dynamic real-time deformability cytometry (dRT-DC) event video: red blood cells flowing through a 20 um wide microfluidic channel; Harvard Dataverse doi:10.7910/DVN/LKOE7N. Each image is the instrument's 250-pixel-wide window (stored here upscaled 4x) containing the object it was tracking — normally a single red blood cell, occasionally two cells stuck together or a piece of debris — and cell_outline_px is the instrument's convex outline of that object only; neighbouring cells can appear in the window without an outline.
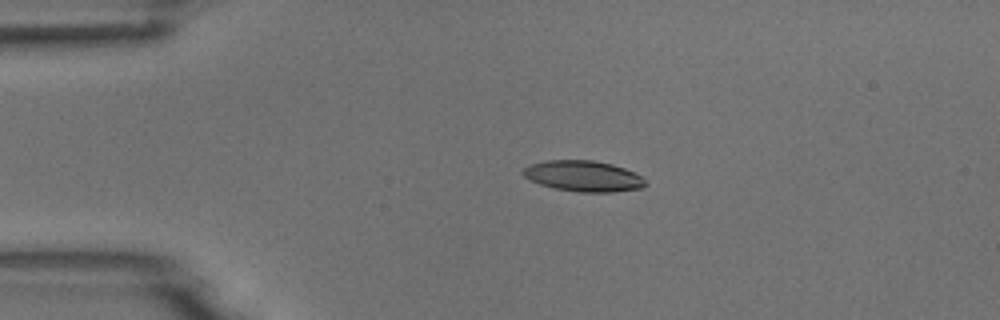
{"species": "common noctule bat (a hibernating species)", "species_latin": "Nyctalus noctula", "temperature_condition": "room temperature", "stored_images_in_passage": 4, "camera_frame_rate_fps": 3000, "um_per_image_px": 0.085, "animal": {"sex": "male", "body_mass_g": 18.8}, "frame": {"image": 1, "passage_image": 3, "time_ms": 3.0, "image_size_px": [1000, 320], "cell_outline_px": [[648, 184], [644, 188], [612, 192], [580, 192], [552, 188], [540, 184], [524, 176], [520, 172], [528, 164], [544, 160], [592, 160], [612, 164], [624, 168], [640, 176]], "centroid_in_image_um": [49.56, 14.96], "position_along_channel_um": 35.4, "area_um2": 22.08}}